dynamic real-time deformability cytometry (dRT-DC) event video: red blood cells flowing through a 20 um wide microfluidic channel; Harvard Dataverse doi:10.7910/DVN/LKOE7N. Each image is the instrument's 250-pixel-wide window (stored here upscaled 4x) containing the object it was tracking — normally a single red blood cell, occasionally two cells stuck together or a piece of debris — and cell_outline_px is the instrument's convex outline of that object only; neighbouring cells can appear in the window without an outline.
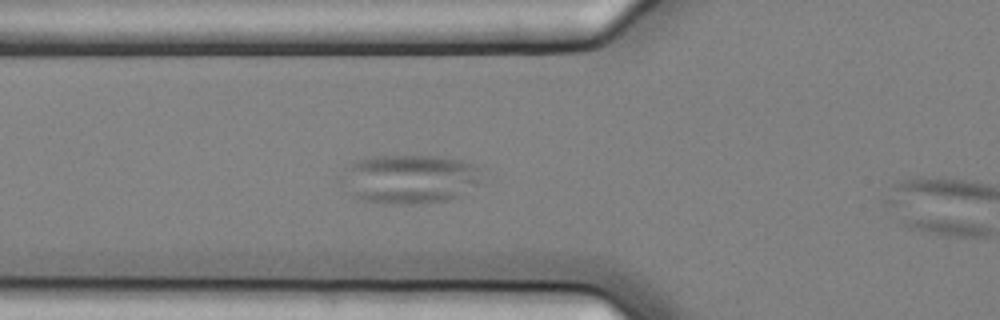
{"species": "common noctule bat (a hibernating species)", "species_latin": "Nyctalus noctula", "temperature_condition": "cold", "stored_images_in_passage": 3, "camera_frame_rate_fps": 3000, "um_per_image_px": 0.085, "animal": {"sex": "female", "body_mass_g": 25.1}, "frame": {"image": 1, "passage_image": 2, "time_ms": 0.333, "image_size_px": [1000, 320], "cell_outline_px": [[484, 184], [448, 200], [416, 204], [384, 204], [360, 200], [352, 196], [348, 172], [348, 168], [356, 160], [368, 156], [440, 156], [460, 160], [484, 168]], "centroid_in_image_um": [35.03, 15.22], "position_along_channel_um": 90.8, "area_um2": 40.0}}